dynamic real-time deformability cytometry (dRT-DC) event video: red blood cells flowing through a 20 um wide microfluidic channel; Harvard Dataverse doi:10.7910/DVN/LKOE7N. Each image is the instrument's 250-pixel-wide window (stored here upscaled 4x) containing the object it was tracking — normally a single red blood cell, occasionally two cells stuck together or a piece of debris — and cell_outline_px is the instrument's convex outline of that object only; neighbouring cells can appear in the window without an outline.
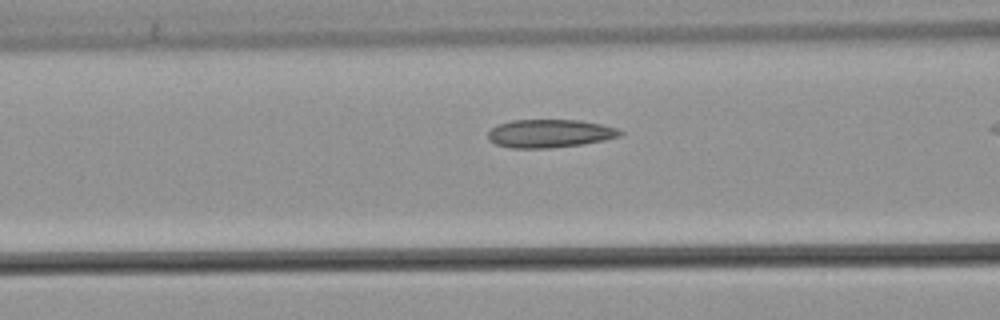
{"species": "common noctule bat (a hibernating species)", "species_latin": "Nyctalus noctula", "temperature_condition": "warm", "stored_images_in_passage": 36, "camera_frame_rate_fps": 3000, "um_per_image_px": 0.085, "animal": {"sex": "male", "body_mass_g": 21.5, "forearm_length_mm": 52.0}, "frame": {"image": 1, "passage_image": 16, "time_ms": 5.0, "image_size_px": [1000, 320], "cell_outline_px": [[624, 132], [620, 136], [604, 140], [584, 144], [548, 148], [512, 148], [496, 144], [488, 140], [488, 132], [496, 124], [512, 120], [580, 120], [600, 124], [616, 128]], "centroid_in_image_um": [46.71, 11.34], "position_along_channel_um": 119.9, "area_um2": 21.73}}